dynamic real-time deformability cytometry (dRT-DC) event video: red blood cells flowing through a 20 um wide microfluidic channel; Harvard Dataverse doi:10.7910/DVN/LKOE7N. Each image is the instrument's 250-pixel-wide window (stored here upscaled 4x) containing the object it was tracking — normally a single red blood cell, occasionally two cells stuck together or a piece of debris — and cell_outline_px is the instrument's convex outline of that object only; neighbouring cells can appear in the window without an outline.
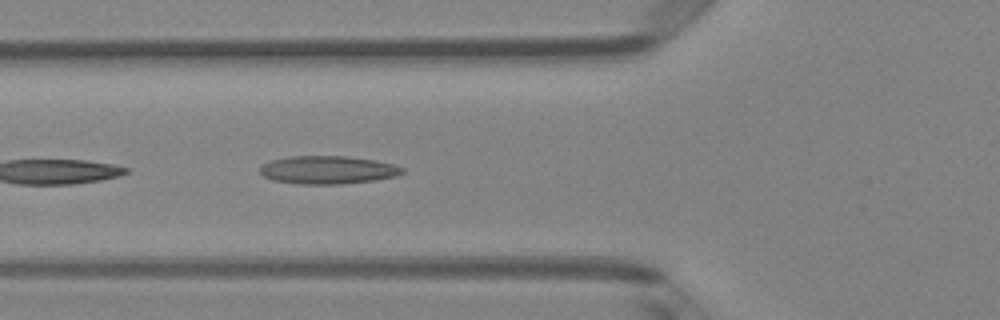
{"species": "Egyptian fruit bat (a non-hibernating species)", "species_latin": "Rousettus aegyptiacus", "temperature_condition": "room temperature", "stored_images_in_passage": 5, "camera_frame_rate_fps": 3000, "um_per_image_px": 0.085, "animal": {"sex": "female"}, "frame": {"image": 1, "passage_image": 5, "time_ms": 1.333, "image_size_px": [1000, 320], "cell_outline_px": [[404, 172], [396, 176], [376, 180], [340, 184], [300, 184], [272, 180], [264, 176], [260, 172], [260, 164], [272, 160], [288, 156], [348, 156], [376, 160], [396, 164], [404, 168]], "centroid_in_image_um": [27.88, 14.43], "position_along_channel_um": 97.9, "area_um2": 23.52}}